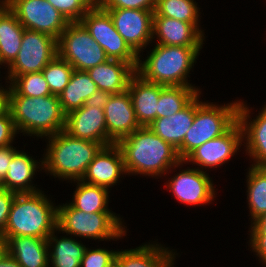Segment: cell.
Segmentation results:
<instances>
[{"label": "cell", "instance_id": "cell-46", "mask_svg": "<svg viewBox=\"0 0 266 267\" xmlns=\"http://www.w3.org/2000/svg\"><path fill=\"white\" fill-rule=\"evenodd\" d=\"M7 253V241L6 239L0 234V259Z\"/></svg>", "mask_w": 266, "mask_h": 267}, {"label": "cell", "instance_id": "cell-39", "mask_svg": "<svg viewBox=\"0 0 266 267\" xmlns=\"http://www.w3.org/2000/svg\"><path fill=\"white\" fill-rule=\"evenodd\" d=\"M15 194L7 189L0 188V234L4 233Z\"/></svg>", "mask_w": 266, "mask_h": 267}, {"label": "cell", "instance_id": "cell-27", "mask_svg": "<svg viewBox=\"0 0 266 267\" xmlns=\"http://www.w3.org/2000/svg\"><path fill=\"white\" fill-rule=\"evenodd\" d=\"M97 90V85L87 71L74 70L69 83L58 96L63 112L67 115L81 108Z\"/></svg>", "mask_w": 266, "mask_h": 267}, {"label": "cell", "instance_id": "cell-22", "mask_svg": "<svg viewBox=\"0 0 266 267\" xmlns=\"http://www.w3.org/2000/svg\"><path fill=\"white\" fill-rule=\"evenodd\" d=\"M87 73L97 85L98 90L117 94L127 90L129 80L136 73V69L130 63L109 59L89 68Z\"/></svg>", "mask_w": 266, "mask_h": 267}, {"label": "cell", "instance_id": "cell-1", "mask_svg": "<svg viewBox=\"0 0 266 267\" xmlns=\"http://www.w3.org/2000/svg\"><path fill=\"white\" fill-rule=\"evenodd\" d=\"M117 145L122 151L127 175L132 173L131 175L158 178L171 168L186 164L170 143L162 140L148 127L141 126L121 139Z\"/></svg>", "mask_w": 266, "mask_h": 267}, {"label": "cell", "instance_id": "cell-38", "mask_svg": "<svg viewBox=\"0 0 266 267\" xmlns=\"http://www.w3.org/2000/svg\"><path fill=\"white\" fill-rule=\"evenodd\" d=\"M9 109L0 115V147L11 145L17 134Z\"/></svg>", "mask_w": 266, "mask_h": 267}, {"label": "cell", "instance_id": "cell-10", "mask_svg": "<svg viewBox=\"0 0 266 267\" xmlns=\"http://www.w3.org/2000/svg\"><path fill=\"white\" fill-rule=\"evenodd\" d=\"M57 55V39L45 33L25 29L18 55L8 66L7 74L19 76L42 72Z\"/></svg>", "mask_w": 266, "mask_h": 267}, {"label": "cell", "instance_id": "cell-47", "mask_svg": "<svg viewBox=\"0 0 266 267\" xmlns=\"http://www.w3.org/2000/svg\"><path fill=\"white\" fill-rule=\"evenodd\" d=\"M12 0H0V12L10 9V4Z\"/></svg>", "mask_w": 266, "mask_h": 267}, {"label": "cell", "instance_id": "cell-21", "mask_svg": "<svg viewBox=\"0 0 266 267\" xmlns=\"http://www.w3.org/2000/svg\"><path fill=\"white\" fill-rule=\"evenodd\" d=\"M41 163V164H40ZM40 166V167H39ZM9 169L4 180L1 182V188L7 189L16 194L34 193L40 191L39 188L33 186L32 180L36 169L43 167V159L41 161L35 160L26 152L16 151L13 158L8 165ZM39 189V190H38Z\"/></svg>", "mask_w": 266, "mask_h": 267}, {"label": "cell", "instance_id": "cell-30", "mask_svg": "<svg viewBox=\"0 0 266 267\" xmlns=\"http://www.w3.org/2000/svg\"><path fill=\"white\" fill-rule=\"evenodd\" d=\"M186 86H164L160 92L157 118L169 117L184 109L201 91Z\"/></svg>", "mask_w": 266, "mask_h": 267}, {"label": "cell", "instance_id": "cell-44", "mask_svg": "<svg viewBox=\"0 0 266 267\" xmlns=\"http://www.w3.org/2000/svg\"><path fill=\"white\" fill-rule=\"evenodd\" d=\"M0 86V115H2L8 109L9 86L6 87L7 89L2 85Z\"/></svg>", "mask_w": 266, "mask_h": 267}, {"label": "cell", "instance_id": "cell-5", "mask_svg": "<svg viewBox=\"0 0 266 267\" xmlns=\"http://www.w3.org/2000/svg\"><path fill=\"white\" fill-rule=\"evenodd\" d=\"M202 46L156 44L142 61L139 58L136 73L144 80L163 86L193 87L188 80Z\"/></svg>", "mask_w": 266, "mask_h": 267}, {"label": "cell", "instance_id": "cell-32", "mask_svg": "<svg viewBox=\"0 0 266 267\" xmlns=\"http://www.w3.org/2000/svg\"><path fill=\"white\" fill-rule=\"evenodd\" d=\"M8 95L40 97L52 95L42 72L26 73L19 76H7Z\"/></svg>", "mask_w": 266, "mask_h": 267}, {"label": "cell", "instance_id": "cell-28", "mask_svg": "<svg viewBox=\"0 0 266 267\" xmlns=\"http://www.w3.org/2000/svg\"><path fill=\"white\" fill-rule=\"evenodd\" d=\"M55 231L47 239L49 248L50 267H80L81 260L85 252V245L77 241L72 236L62 237L59 239L55 236ZM51 260V261H50Z\"/></svg>", "mask_w": 266, "mask_h": 267}, {"label": "cell", "instance_id": "cell-41", "mask_svg": "<svg viewBox=\"0 0 266 267\" xmlns=\"http://www.w3.org/2000/svg\"><path fill=\"white\" fill-rule=\"evenodd\" d=\"M12 145L0 147V182H2L6 176L14 153L17 151Z\"/></svg>", "mask_w": 266, "mask_h": 267}, {"label": "cell", "instance_id": "cell-48", "mask_svg": "<svg viewBox=\"0 0 266 267\" xmlns=\"http://www.w3.org/2000/svg\"><path fill=\"white\" fill-rule=\"evenodd\" d=\"M110 267H119L115 262Z\"/></svg>", "mask_w": 266, "mask_h": 267}, {"label": "cell", "instance_id": "cell-8", "mask_svg": "<svg viewBox=\"0 0 266 267\" xmlns=\"http://www.w3.org/2000/svg\"><path fill=\"white\" fill-rule=\"evenodd\" d=\"M58 56L78 71L109 60L103 48L80 22H70L57 40Z\"/></svg>", "mask_w": 266, "mask_h": 267}, {"label": "cell", "instance_id": "cell-12", "mask_svg": "<svg viewBox=\"0 0 266 267\" xmlns=\"http://www.w3.org/2000/svg\"><path fill=\"white\" fill-rule=\"evenodd\" d=\"M105 10L112 18L118 33L140 58L142 49L145 50L152 43L154 11L132 8Z\"/></svg>", "mask_w": 266, "mask_h": 267}, {"label": "cell", "instance_id": "cell-43", "mask_svg": "<svg viewBox=\"0 0 266 267\" xmlns=\"http://www.w3.org/2000/svg\"><path fill=\"white\" fill-rule=\"evenodd\" d=\"M250 232H266V213H263L257 219L252 221Z\"/></svg>", "mask_w": 266, "mask_h": 267}, {"label": "cell", "instance_id": "cell-25", "mask_svg": "<svg viewBox=\"0 0 266 267\" xmlns=\"http://www.w3.org/2000/svg\"><path fill=\"white\" fill-rule=\"evenodd\" d=\"M7 253L21 267H49V247L47 239L31 236H10Z\"/></svg>", "mask_w": 266, "mask_h": 267}, {"label": "cell", "instance_id": "cell-16", "mask_svg": "<svg viewBox=\"0 0 266 267\" xmlns=\"http://www.w3.org/2000/svg\"><path fill=\"white\" fill-rule=\"evenodd\" d=\"M125 175L124 157L117 144L104 146L93 158L81 181L111 188L117 185L121 175Z\"/></svg>", "mask_w": 266, "mask_h": 267}, {"label": "cell", "instance_id": "cell-13", "mask_svg": "<svg viewBox=\"0 0 266 267\" xmlns=\"http://www.w3.org/2000/svg\"><path fill=\"white\" fill-rule=\"evenodd\" d=\"M242 142L243 131L237 121L225 134L197 147L183 161L201 166L197 168L202 171L207 168H218L237 153L243 145Z\"/></svg>", "mask_w": 266, "mask_h": 267}, {"label": "cell", "instance_id": "cell-7", "mask_svg": "<svg viewBox=\"0 0 266 267\" xmlns=\"http://www.w3.org/2000/svg\"><path fill=\"white\" fill-rule=\"evenodd\" d=\"M57 231L94 240H115L126 236L122 219L114 212L85 213L70 203L58 205Z\"/></svg>", "mask_w": 266, "mask_h": 267}, {"label": "cell", "instance_id": "cell-23", "mask_svg": "<svg viewBox=\"0 0 266 267\" xmlns=\"http://www.w3.org/2000/svg\"><path fill=\"white\" fill-rule=\"evenodd\" d=\"M174 250L161 244H145L130 250L117 251L115 263L119 267H171L176 258Z\"/></svg>", "mask_w": 266, "mask_h": 267}, {"label": "cell", "instance_id": "cell-9", "mask_svg": "<svg viewBox=\"0 0 266 267\" xmlns=\"http://www.w3.org/2000/svg\"><path fill=\"white\" fill-rule=\"evenodd\" d=\"M79 22L103 48L109 59L130 63L137 69L139 56L118 33L109 13L99 3L94 4Z\"/></svg>", "mask_w": 266, "mask_h": 267}, {"label": "cell", "instance_id": "cell-19", "mask_svg": "<svg viewBox=\"0 0 266 267\" xmlns=\"http://www.w3.org/2000/svg\"><path fill=\"white\" fill-rule=\"evenodd\" d=\"M199 23H188L164 16H153V39L157 44L176 46H203L205 39Z\"/></svg>", "mask_w": 266, "mask_h": 267}, {"label": "cell", "instance_id": "cell-3", "mask_svg": "<svg viewBox=\"0 0 266 267\" xmlns=\"http://www.w3.org/2000/svg\"><path fill=\"white\" fill-rule=\"evenodd\" d=\"M42 190L15 194L2 236H31L48 239L57 229L58 206ZM50 200V201H49Z\"/></svg>", "mask_w": 266, "mask_h": 267}, {"label": "cell", "instance_id": "cell-35", "mask_svg": "<svg viewBox=\"0 0 266 267\" xmlns=\"http://www.w3.org/2000/svg\"><path fill=\"white\" fill-rule=\"evenodd\" d=\"M61 12L69 22H79L95 4L92 0H47Z\"/></svg>", "mask_w": 266, "mask_h": 267}, {"label": "cell", "instance_id": "cell-14", "mask_svg": "<svg viewBox=\"0 0 266 267\" xmlns=\"http://www.w3.org/2000/svg\"><path fill=\"white\" fill-rule=\"evenodd\" d=\"M198 168L182 169L180 173L168 180L166 187L181 203L191 206L212 203L215 196V187L212 179Z\"/></svg>", "mask_w": 266, "mask_h": 267}, {"label": "cell", "instance_id": "cell-11", "mask_svg": "<svg viewBox=\"0 0 266 267\" xmlns=\"http://www.w3.org/2000/svg\"><path fill=\"white\" fill-rule=\"evenodd\" d=\"M10 10L25 29L48 34L57 40L70 23L47 0H12Z\"/></svg>", "mask_w": 266, "mask_h": 267}, {"label": "cell", "instance_id": "cell-17", "mask_svg": "<svg viewBox=\"0 0 266 267\" xmlns=\"http://www.w3.org/2000/svg\"><path fill=\"white\" fill-rule=\"evenodd\" d=\"M248 108L244 102L240 101L238 122L243 131V145L246 144L245 151L251 159L253 158L252 166L266 167V105L253 120Z\"/></svg>", "mask_w": 266, "mask_h": 267}, {"label": "cell", "instance_id": "cell-31", "mask_svg": "<svg viewBox=\"0 0 266 267\" xmlns=\"http://www.w3.org/2000/svg\"><path fill=\"white\" fill-rule=\"evenodd\" d=\"M247 176V202L251 223L266 213V167L250 166Z\"/></svg>", "mask_w": 266, "mask_h": 267}, {"label": "cell", "instance_id": "cell-40", "mask_svg": "<svg viewBox=\"0 0 266 267\" xmlns=\"http://www.w3.org/2000/svg\"><path fill=\"white\" fill-rule=\"evenodd\" d=\"M250 248L259 257L260 263L266 265V232H250Z\"/></svg>", "mask_w": 266, "mask_h": 267}, {"label": "cell", "instance_id": "cell-49", "mask_svg": "<svg viewBox=\"0 0 266 267\" xmlns=\"http://www.w3.org/2000/svg\"><path fill=\"white\" fill-rule=\"evenodd\" d=\"M95 4L98 3L100 0H92Z\"/></svg>", "mask_w": 266, "mask_h": 267}, {"label": "cell", "instance_id": "cell-24", "mask_svg": "<svg viewBox=\"0 0 266 267\" xmlns=\"http://www.w3.org/2000/svg\"><path fill=\"white\" fill-rule=\"evenodd\" d=\"M196 112V97L181 111L169 117L156 118L148 128L176 150L192 126Z\"/></svg>", "mask_w": 266, "mask_h": 267}, {"label": "cell", "instance_id": "cell-26", "mask_svg": "<svg viewBox=\"0 0 266 267\" xmlns=\"http://www.w3.org/2000/svg\"><path fill=\"white\" fill-rule=\"evenodd\" d=\"M25 28L10 10L0 12V61L8 67L17 57Z\"/></svg>", "mask_w": 266, "mask_h": 267}, {"label": "cell", "instance_id": "cell-2", "mask_svg": "<svg viewBox=\"0 0 266 267\" xmlns=\"http://www.w3.org/2000/svg\"><path fill=\"white\" fill-rule=\"evenodd\" d=\"M43 170L61 180H81L93 158L104 147L102 143L71 136L65 130L46 137Z\"/></svg>", "mask_w": 266, "mask_h": 267}, {"label": "cell", "instance_id": "cell-33", "mask_svg": "<svg viewBox=\"0 0 266 267\" xmlns=\"http://www.w3.org/2000/svg\"><path fill=\"white\" fill-rule=\"evenodd\" d=\"M200 8L194 0H156L154 16H164L188 23H198Z\"/></svg>", "mask_w": 266, "mask_h": 267}, {"label": "cell", "instance_id": "cell-6", "mask_svg": "<svg viewBox=\"0 0 266 267\" xmlns=\"http://www.w3.org/2000/svg\"><path fill=\"white\" fill-rule=\"evenodd\" d=\"M200 94L196 96V112L192 126L177 149L182 161L197 147L225 134L238 121L240 100L219 106L216 103L200 101Z\"/></svg>", "mask_w": 266, "mask_h": 267}, {"label": "cell", "instance_id": "cell-18", "mask_svg": "<svg viewBox=\"0 0 266 267\" xmlns=\"http://www.w3.org/2000/svg\"><path fill=\"white\" fill-rule=\"evenodd\" d=\"M73 137L102 143L107 146L104 110L85 104L66 115L65 129Z\"/></svg>", "mask_w": 266, "mask_h": 267}, {"label": "cell", "instance_id": "cell-36", "mask_svg": "<svg viewBox=\"0 0 266 267\" xmlns=\"http://www.w3.org/2000/svg\"><path fill=\"white\" fill-rule=\"evenodd\" d=\"M116 253L104 248H86L80 267H110L115 262Z\"/></svg>", "mask_w": 266, "mask_h": 267}, {"label": "cell", "instance_id": "cell-20", "mask_svg": "<svg viewBox=\"0 0 266 267\" xmlns=\"http://www.w3.org/2000/svg\"><path fill=\"white\" fill-rule=\"evenodd\" d=\"M163 87L144 80L137 73L130 78L127 90L140 126L148 127L157 118V103Z\"/></svg>", "mask_w": 266, "mask_h": 267}, {"label": "cell", "instance_id": "cell-4", "mask_svg": "<svg viewBox=\"0 0 266 267\" xmlns=\"http://www.w3.org/2000/svg\"><path fill=\"white\" fill-rule=\"evenodd\" d=\"M8 109L17 132L23 135L43 138L65 129L66 114L56 95H8Z\"/></svg>", "mask_w": 266, "mask_h": 267}, {"label": "cell", "instance_id": "cell-37", "mask_svg": "<svg viewBox=\"0 0 266 267\" xmlns=\"http://www.w3.org/2000/svg\"><path fill=\"white\" fill-rule=\"evenodd\" d=\"M104 9L132 8L155 11L156 0H100L98 2Z\"/></svg>", "mask_w": 266, "mask_h": 267}, {"label": "cell", "instance_id": "cell-15", "mask_svg": "<svg viewBox=\"0 0 266 267\" xmlns=\"http://www.w3.org/2000/svg\"><path fill=\"white\" fill-rule=\"evenodd\" d=\"M103 110L106 119L107 146L117 144L141 127L136 119L128 90L112 94Z\"/></svg>", "mask_w": 266, "mask_h": 267}, {"label": "cell", "instance_id": "cell-42", "mask_svg": "<svg viewBox=\"0 0 266 267\" xmlns=\"http://www.w3.org/2000/svg\"><path fill=\"white\" fill-rule=\"evenodd\" d=\"M111 95V93L97 90L92 96H90L86 100L85 105L103 109L105 105L109 102Z\"/></svg>", "mask_w": 266, "mask_h": 267}, {"label": "cell", "instance_id": "cell-34", "mask_svg": "<svg viewBox=\"0 0 266 267\" xmlns=\"http://www.w3.org/2000/svg\"><path fill=\"white\" fill-rule=\"evenodd\" d=\"M73 66L58 55L42 70L52 95L59 96L70 81Z\"/></svg>", "mask_w": 266, "mask_h": 267}, {"label": "cell", "instance_id": "cell-45", "mask_svg": "<svg viewBox=\"0 0 266 267\" xmlns=\"http://www.w3.org/2000/svg\"><path fill=\"white\" fill-rule=\"evenodd\" d=\"M0 267H21V266L13 257H11L8 253H6L0 259Z\"/></svg>", "mask_w": 266, "mask_h": 267}, {"label": "cell", "instance_id": "cell-29", "mask_svg": "<svg viewBox=\"0 0 266 267\" xmlns=\"http://www.w3.org/2000/svg\"><path fill=\"white\" fill-rule=\"evenodd\" d=\"M77 183L72 202L74 208L85 213L112 212L108 208L109 191L107 188L75 180Z\"/></svg>", "mask_w": 266, "mask_h": 267}]
</instances>
